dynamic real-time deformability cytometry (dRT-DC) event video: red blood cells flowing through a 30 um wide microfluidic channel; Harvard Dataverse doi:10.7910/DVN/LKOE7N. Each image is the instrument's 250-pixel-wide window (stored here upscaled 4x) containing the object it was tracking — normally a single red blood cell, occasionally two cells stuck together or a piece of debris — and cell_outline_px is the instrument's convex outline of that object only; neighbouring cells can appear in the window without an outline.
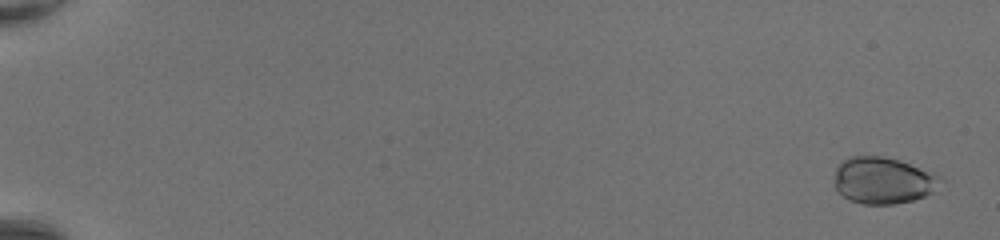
{"species": "common noctule bat (a hibernating species)", "species_latin": "Nyctalus noctula", "temperature_condition": "room temperature", "stored_images_in_passage": 50, "camera_frame_rate_fps": 3000, "um_per_image_px": 0.085, "animal": {"sex": "female", "body_mass_g": 20.0, "forearm_length_mm": 54.0}, "frame": {"image": 1, "passage_image": 2, "time_ms": 0.333, "image_size_px": [1000, 240], "cell_outline_px": [[944, 180], [932, 192], [924, 196], [912, 200], [892, 204], [864, 204], [848, 200], [832, 184], [836, 168], [848, 156], [884, 156], [908, 164], [940, 176]], "centroid_in_image_um": [75.01, 15.34], "position_along_channel_um": 10.0, "area_um2": 28.61}}
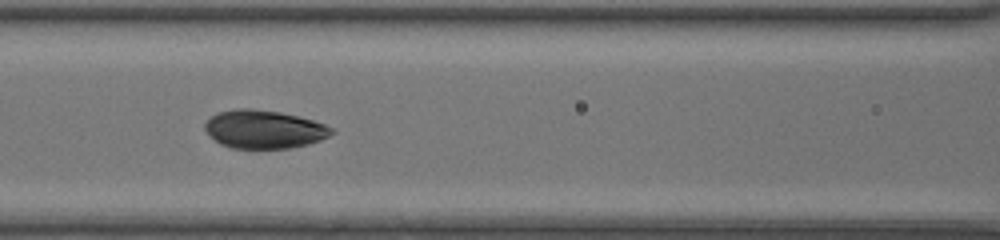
{"frame": {"image": 2, "passage_image": 25, "time_ms": 8.0, "image_size_px": [1000, 240], "cell_outline_px": [[336, 132], [320, 140], [308, 144], [292, 148], [232, 148], [220, 144], [204, 128], [204, 124], [216, 112], [236, 108], [252, 108], [280, 112], [312, 120], [324, 124], [332, 128]], "centroid_in_image_um": [22.44, 10.98], "position_along_channel_um": 144.2, "area_um2": 28.15}}
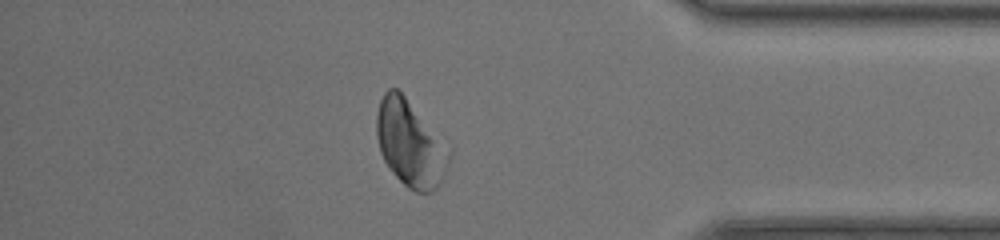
{"frame": {"image": 3, "passage_image": 44, "time_ms": 14.333, "image_size_px": [1000, 240], "cell_outline_px": [[452, 156], [440, 184], [432, 192], [416, 192], [408, 188], [392, 172], [384, 160], [380, 152], [376, 136], [376, 116], [380, 100], [384, 92], [388, 88], [396, 88], [404, 96], [452, 152]], "centroid_in_image_um": [34.85, 12.23], "position_along_channel_um": 400.3, "area_um2": 35.95}, "authors_computed_cell_mechanics": {"area_um2": 28.6399, "velocity_mm_per_s": 4.3826, "shape_relaxation_time_tau1_ms": 3.4567, "shape_relaxation_time_tau2_ms": 0.655, "deformation_change_tau1": 0.0732, "deformation_change_tau2": 0.0452}}